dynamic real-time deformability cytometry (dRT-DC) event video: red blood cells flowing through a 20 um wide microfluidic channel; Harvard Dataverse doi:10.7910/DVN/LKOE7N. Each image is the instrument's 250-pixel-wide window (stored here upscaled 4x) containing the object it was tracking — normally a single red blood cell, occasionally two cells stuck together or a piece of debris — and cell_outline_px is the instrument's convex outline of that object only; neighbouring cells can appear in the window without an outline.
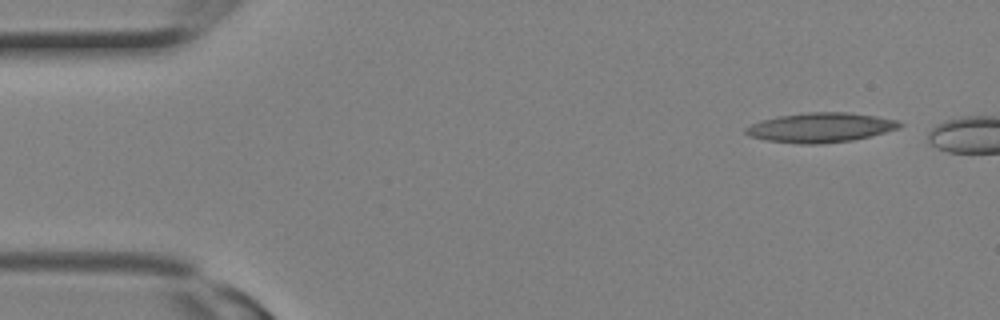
{"species": "Egyptian fruit bat (a non-hibernating species)", "species_latin": "Rousettus aegyptiacus", "temperature_condition": "room temperature", "stored_images_in_passage": 2, "camera_frame_rate_fps": 3000, "um_per_image_px": 0.085, "animal": {"sex": "female"}, "frame": {"image": 1, "passage_image": 1, "time_ms": 0.0, "image_size_px": [1000, 320], "cell_outline_px": [[904, 124], [896, 128], [872, 136], [852, 140], [820, 144], [800, 144], [764, 140], [748, 136], [744, 132], [744, 128], [760, 120], [776, 116], [804, 112], [848, 112], [876, 116], [900, 120]], "centroid_in_image_um": [69.71, 10.83], "position_along_channel_um": 15.3, "area_um2": 26.82}}